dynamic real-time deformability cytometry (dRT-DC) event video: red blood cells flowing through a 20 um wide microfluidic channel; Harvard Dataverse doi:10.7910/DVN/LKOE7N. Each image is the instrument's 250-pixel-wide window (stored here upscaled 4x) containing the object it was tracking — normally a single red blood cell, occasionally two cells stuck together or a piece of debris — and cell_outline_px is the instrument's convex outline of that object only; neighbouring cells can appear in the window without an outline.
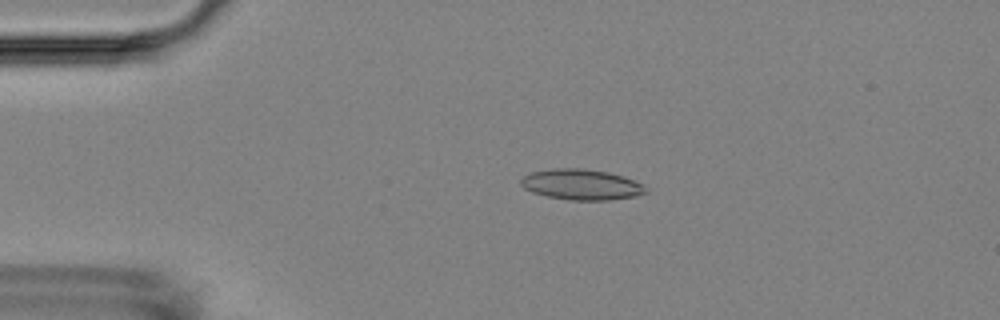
{"species": "Egyptian fruit bat (a non-hibernating species)", "species_latin": "Rousettus aegyptiacus", "temperature_condition": "room temperature", "stored_images_in_passage": 5, "camera_frame_rate_fps": 3000, "um_per_image_px": 0.085, "animal": {"sex": "female"}, "frame": {"image": 1, "passage_image": 4, "time_ms": 3.333, "image_size_px": [1000, 320], "cell_outline_px": [[648, 192], [636, 196], [608, 200], [568, 200], [548, 196], [532, 192], [524, 188], [520, 184], [520, 180], [524, 176], [532, 172], [552, 168], [584, 168], [608, 172], [624, 176], [644, 184], [648, 188]], "centroid_in_image_um": [49.45, 15.68], "position_along_channel_um": 35.5, "area_um2": 22.48}}